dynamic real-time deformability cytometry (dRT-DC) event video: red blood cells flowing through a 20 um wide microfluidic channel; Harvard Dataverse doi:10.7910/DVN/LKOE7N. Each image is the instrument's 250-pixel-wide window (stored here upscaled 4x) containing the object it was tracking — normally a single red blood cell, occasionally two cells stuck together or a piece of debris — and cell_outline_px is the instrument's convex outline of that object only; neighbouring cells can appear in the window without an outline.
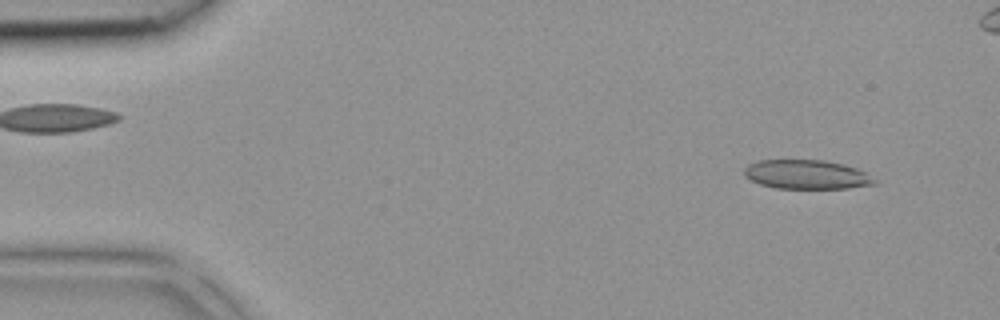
{"species": "common noctule bat (a hibernating species)", "species_latin": "Nyctalus noctula", "temperature_condition": "room temperature", "stored_images_in_passage": 41, "camera_frame_rate_fps": 3000, "um_per_image_px": 0.085, "animal": {"sex": "female", "body_mass_g": 18.4}, "frame": {"image": 1, "passage_image": 3, "time_ms": 0.667, "image_size_px": [1000, 320], "cell_outline_px": [[880, 184], [848, 188], [776, 188], [760, 184], [744, 176], [744, 168], [748, 164], [760, 160], [824, 160], [844, 164], [856, 168], [864, 172], [876, 180]], "centroid_in_image_um": [68.58, 14.83], "position_along_channel_um": 16.4, "area_um2": 22.14}}
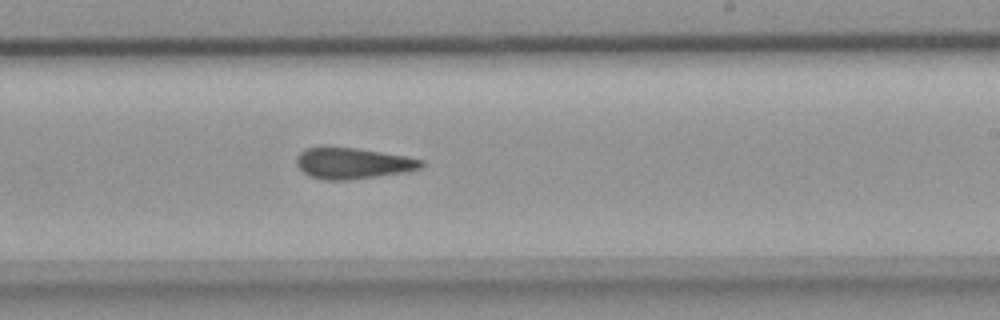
{"frame": {"image": 2, "passage_image": 24, "time_ms": 7.667, "image_size_px": [1000, 320], "cell_outline_px": [[424, 164], [420, 168], [408, 172], [348, 180], [324, 180], [312, 176], [304, 172], [296, 164], [296, 156], [304, 148], [320, 144], [324, 144], [356, 148], [404, 156], [424, 160]], "centroid_in_image_um": [29.93, 13.84], "position_along_channel_um": 259.1, "area_um2": 23.12}}
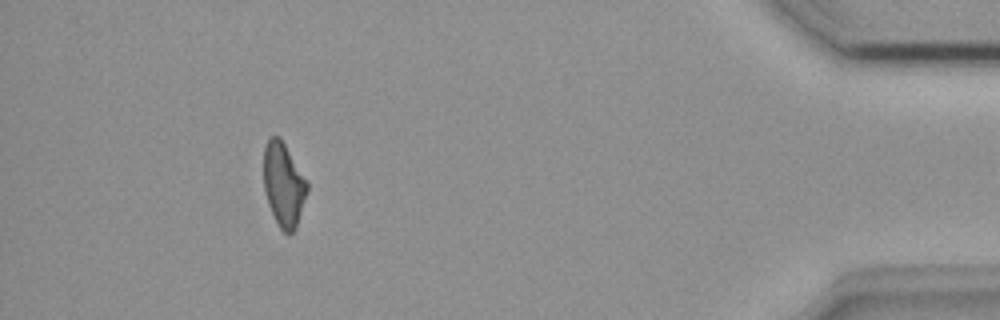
{"frame": {"image": 3, "passage_image": 37, "time_ms": 12.0, "image_size_px": [1000, 320], "cell_outline_px": [[308, 188], [296, 228], [288, 236], [280, 228], [268, 204], [264, 192], [264, 148], [268, 136], [280, 136], [308, 180]], "centroid_in_image_um": [24.11, 15.65], "position_along_channel_um": 411.1, "area_um2": 21.44}}